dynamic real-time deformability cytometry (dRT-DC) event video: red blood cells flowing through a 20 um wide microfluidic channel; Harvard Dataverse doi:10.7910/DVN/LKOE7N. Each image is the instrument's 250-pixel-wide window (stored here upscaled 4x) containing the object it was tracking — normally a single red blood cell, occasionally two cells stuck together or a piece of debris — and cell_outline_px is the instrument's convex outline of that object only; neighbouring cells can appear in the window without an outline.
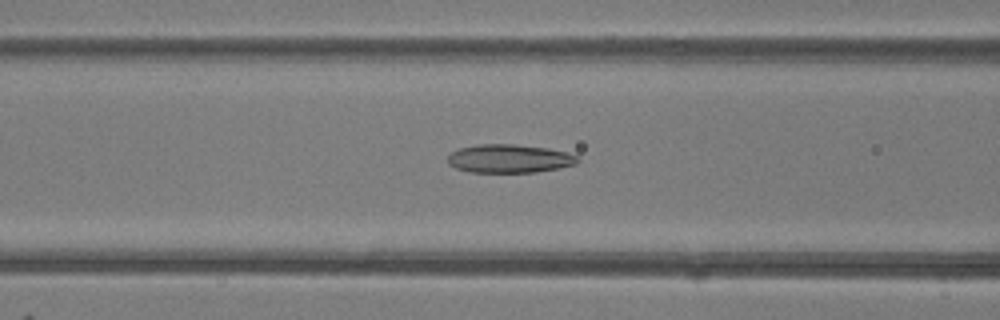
{"species": "common noctule bat (a hibernating species)", "species_latin": "Nyctalus noctula", "temperature_condition": "room temperature", "stored_images_in_passage": 48, "camera_frame_rate_fps": 3000, "um_per_image_px": 0.085, "animal": {"sex": "female"}, "frame": {"image": 1, "passage_image": 19, "time_ms": 6.0, "image_size_px": [1000, 320], "cell_outline_px": [[580, 160], [576, 164], [560, 168], [536, 172], [468, 172], [456, 168], [448, 164], [448, 156], [452, 152], [460, 148], [476, 144], [512, 144], [548, 148], [564, 152], [576, 156]], "centroid_in_image_um": [43.28, 13.48], "position_along_channel_um": 123.3, "area_um2": 21.5}}
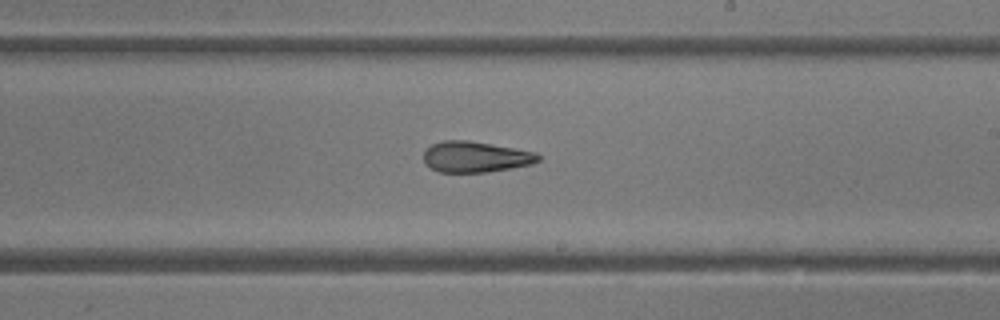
{"frame": {"image": 2, "passage_image": 28, "time_ms": 9.0, "image_size_px": [1000, 320], "cell_outline_px": [[540, 160], [532, 164], [512, 168], [488, 172], [440, 172], [432, 168], [424, 160], [424, 152], [432, 144], [444, 140], [468, 140], [536, 152], [540, 156]], "centroid_in_image_um": [40.45, 13.33], "position_along_channel_um": 248.6, "area_um2": 20.46}}
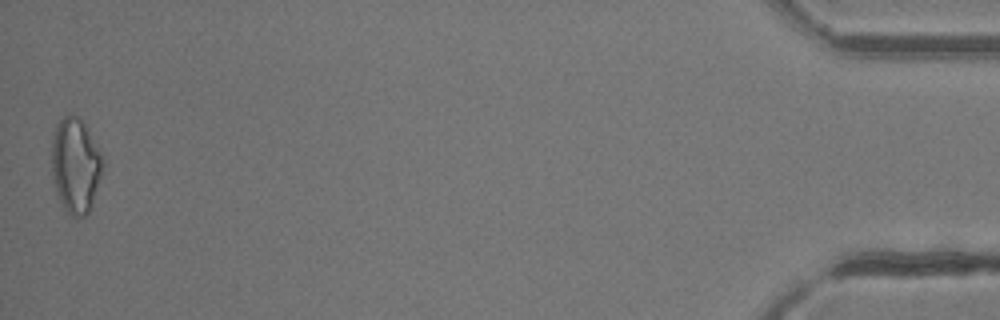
{"frame": {"image": 3, "passage_image": 48, "time_ms": 15.667, "image_size_px": [1000, 320], "cell_outline_px": [[104, 164], [88, 212], [84, 216], [76, 220], [64, 208], [56, 192], [52, 176], [52, 140], [56, 124], [64, 116], [76, 116], [84, 124], [100, 152], [104, 160]], "centroid_in_image_um": [6.39, 14.08], "position_along_channel_um": 428.8, "area_um2": 27.74}, "authors_computed_cell_mechanics": {"area_um2": 22.5131, "velocity_mm_per_s": 4.1766, "shape_relaxation_time_tau1_ms": 10.4385, "shape_relaxation_time_tau2_ms": 3.7334, "deformation_change_tau1": 0.2529, "deformation_change_tau2": 0.1251}}